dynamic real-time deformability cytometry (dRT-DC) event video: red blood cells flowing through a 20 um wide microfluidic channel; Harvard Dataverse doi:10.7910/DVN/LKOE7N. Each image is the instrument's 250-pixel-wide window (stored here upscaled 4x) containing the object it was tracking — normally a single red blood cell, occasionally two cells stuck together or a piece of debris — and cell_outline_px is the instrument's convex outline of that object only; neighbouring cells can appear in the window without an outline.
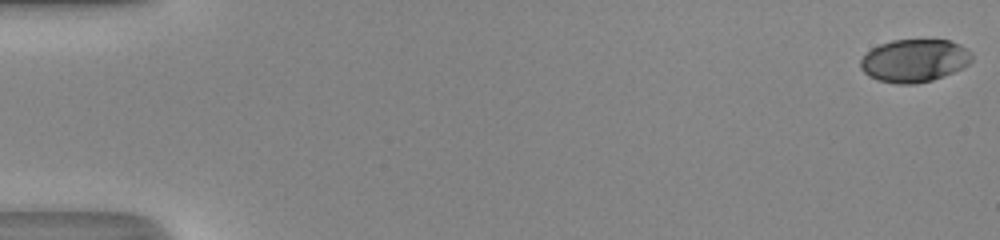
{"species": "human", "species_latin": "Homo sapiens", "temperature_condition": "room temperature", "stored_images_in_passage": 51, "camera_frame_rate_fps": 3000, "um_per_image_px": 0.085, "donor": {"sex": "male"}, "frame": {"image": 1, "passage_image": 1, "time_ms": 0.0, "image_size_px": [1000, 240], "cell_outline_px": [[972, 60], [964, 68], [944, 76], [932, 80], [916, 84], [896, 84], [876, 80], [868, 76], [860, 68], [860, 60], [872, 48], [880, 44], [892, 40], [948, 40], [960, 44], [972, 52]], "centroid_in_image_um": [77.73, 5.16], "position_along_channel_um": 7.3, "area_um2": 28.03}}
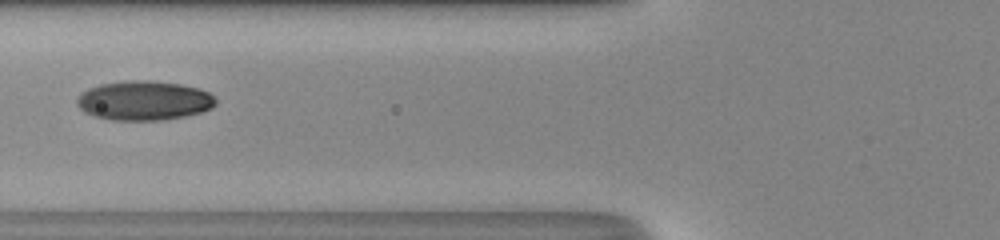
{"frame": {"image": 2, "passage_image": 22, "time_ms": 7.0, "image_size_px": [1000, 240], "cell_outline_px": [[216, 104], [212, 108], [200, 112], [184, 116], [160, 120], [112, 120], [96, 116], [84, 112], [76, 104], [76, 100], [88, 88], [100, 84], [128, 80], [152, 80], [180, 84], [200, 88], [208, 92], [216, 100]], "centroid_in_image_um": [12.25, 8.54], "position_along_channel_um": 113.6, "area_um2": 31.79}}
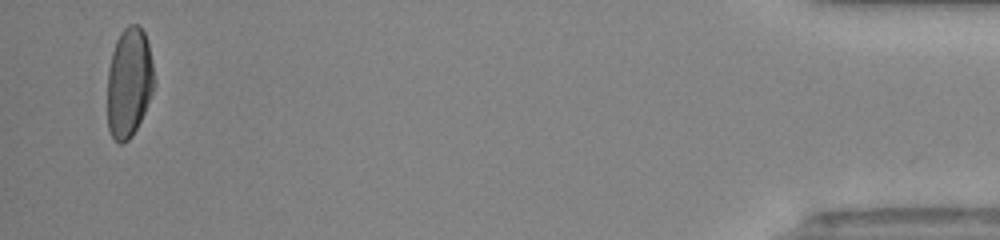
{"frame": {"image": 3, "passage_image": 50, "time_ms": 16.333, "image_size_px": [1000, 240], "cell_outline_px": [[156, 84], [144, 112], [132, 136], [128, 140], [120, 144], [112, 136], [108, 128], [108, 68], [112, 52], [116, 40], [120, 32], [128, 24], [136, 24], [144, 32], [148, 44], [156, 80]], "centroid_in_image_um": [10.98, 7.0], "position_along_channel_um": 424.2, "area_um2": 29.94}, "authors_computed_cell_mechanics": {"area_um2": 29.767, "velocity_mm_per_s": 4.2315, "shape_relaxation_time_tau1_ms": 3.5902, "shape_relaxation_time_tau2_ms": 0.9541, "deformation_change_tau1": 0.1779, "deformation_change_tau2": 0.039}}